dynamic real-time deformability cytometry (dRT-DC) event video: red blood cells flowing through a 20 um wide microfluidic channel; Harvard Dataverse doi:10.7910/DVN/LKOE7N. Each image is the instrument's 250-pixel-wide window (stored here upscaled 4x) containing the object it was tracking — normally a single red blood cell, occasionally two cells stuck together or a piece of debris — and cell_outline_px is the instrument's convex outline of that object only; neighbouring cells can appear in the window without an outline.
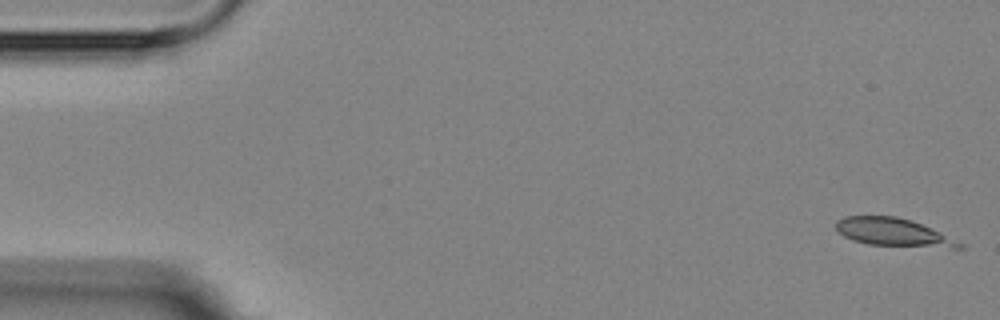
{"species": "Egyptian fruit bat (a non-hibernating species)", "species_latin": "Rousettus aegyptiacus", "temperature_condition": "room temperature", "stored_images_in_passage": 4, "camera_frame_rate_fps": 3000, "um_per_image_px": 0.085, "animal": {"sex": "female"}, "frame": {"image": 1, "passage_image": 1, "time_ms": 0.0, "image_size_px": [1000, 320], "cell_outline_px": [[964, 248], [952, 248], [868, 244], [844, 236], [836, 228], [836, 220], [844, 216], [896, 216], [912, 220], [940, 232], [964, 244]], "centroid_in_image_um": [75.94, 19.73], "position_along_channel_um": 9.1, "area_um2": 19.88}}